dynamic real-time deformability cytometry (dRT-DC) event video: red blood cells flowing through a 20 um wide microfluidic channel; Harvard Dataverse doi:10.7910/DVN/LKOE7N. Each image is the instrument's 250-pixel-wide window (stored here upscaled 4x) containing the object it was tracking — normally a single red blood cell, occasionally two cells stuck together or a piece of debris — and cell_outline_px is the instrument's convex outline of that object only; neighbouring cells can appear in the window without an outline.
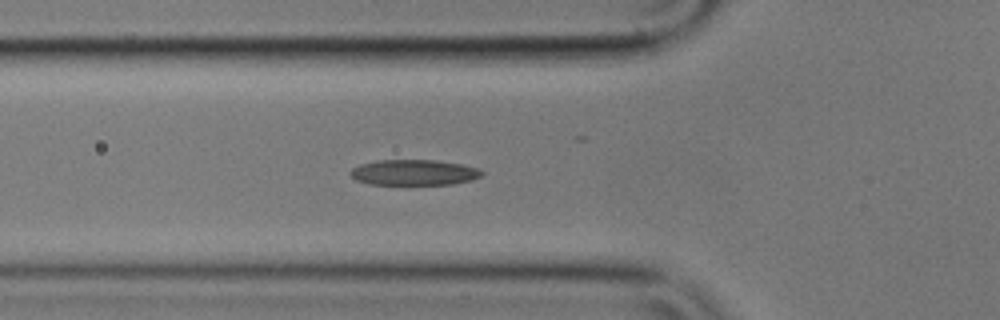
{"species": "common noctule bat (a hibernating species)", "species_latin": "Nyctalus noctula", "temperature_condition": "cold", "stored_images_in_passage": 10, "camera_frame_rate_fps": 3000, "um_per_image_px": 0.085, "animal": {"sex": "male", "body_mass_g": 17.9}, "frame": {"image": 1, "passage_image": 2, "time_ms": 0.333, "image_size_px": [1000, 320], "cell_outline_px": [[484, 176], [472, 180], [452, 184], [368, 184], [356, 180], [348, 172], [352, 168], [360, 164], [380, 160], [436, 160], [464, 164], [480, 168], [484, 172]], "centroid_in_image_um": [35.24, 14.65], "position_along_channel_um": 90.6, "area_um2": 19.83}}
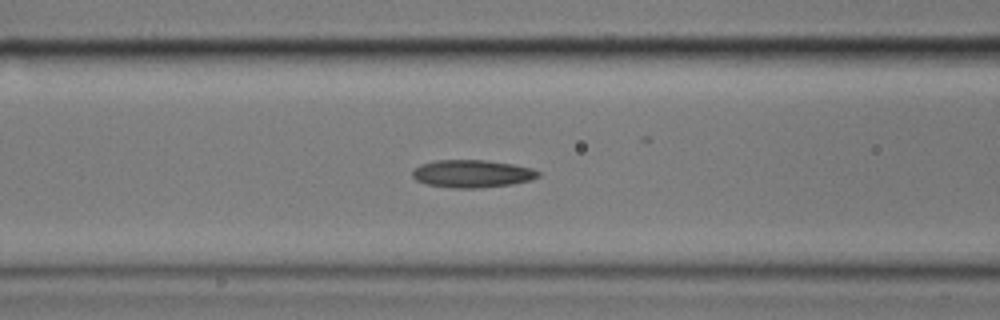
{"frame": {"image": 2, "passage_image": 5, "time_ms": 1.333, "image_size_px": [1000, 320], "cell_outline_px": [[540, 176], [532, 180], [512, 184], [480, 188], [452, 188], [428, 184], [416, 180], [412, 176], [412, 172], [420, 164], [436, 160], [488, 160], [512, 164], [532, 168], [540, 172]], "centroid_in_image_um": [40.16, 14.76], "position_along_channel_um": 126.4, "area_um2": 20.35}}
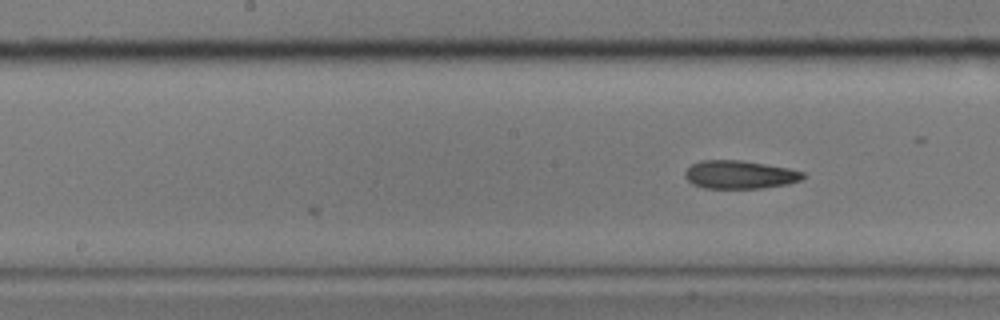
{"frame": {"image": 3, "passage_image": 10, "time_ms": 3.0, "image_size_px": [1000, 320], "cell_outline_px": [[808, 176], [800, 180], [788, 184], [764, 188], [704, 188], [692, 184], [684, 176], [684, 172], [692, 164], [700, 160], [744, 160], [788, 168], [804, 172]], "centroid_in_image_um": [62.89, 14.84], "position_along_channel_um": 185.3, "area_um2": 19.59}}